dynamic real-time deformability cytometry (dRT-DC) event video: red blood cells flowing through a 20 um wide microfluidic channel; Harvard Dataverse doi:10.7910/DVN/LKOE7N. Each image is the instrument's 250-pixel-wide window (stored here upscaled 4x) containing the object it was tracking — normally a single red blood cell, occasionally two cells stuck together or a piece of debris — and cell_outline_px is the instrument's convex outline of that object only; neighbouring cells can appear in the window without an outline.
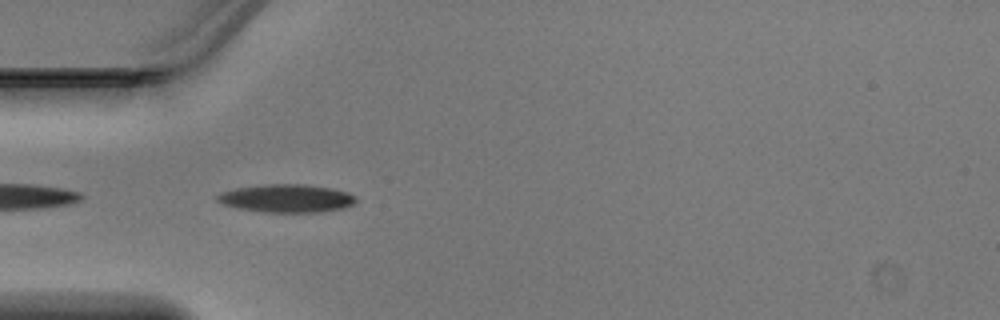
{"species": "Egyptian fruit bat (a non-hibernating species)", "species_latin": "Rousettus aegyptiacus", "temperature_condition": "warm", "stored_images_in_passage": 16, "camera_frame_rate_fps": 3000, "um_per_image_px": 0.085, "animal": {"sex": "male"}, "frame": {"image": 1, "passage_image": 1, "time_ms": 0.0, "image_size_px": [1000, 320], "cell_outline_px": [[356, 200], [352, 204], [344, 208], [320, 212], [264, 212], [240, 208], [224, 204], [216, 200], [216, 196], [220, 192], [236, 188], [268, 184], [308, 184], [332, 188], [348, 192], [356, 196]], "centroid_in_image_um": [24.39, 16.85], "position_along_channel_um": 60.6, "area_um2": 22.66}}
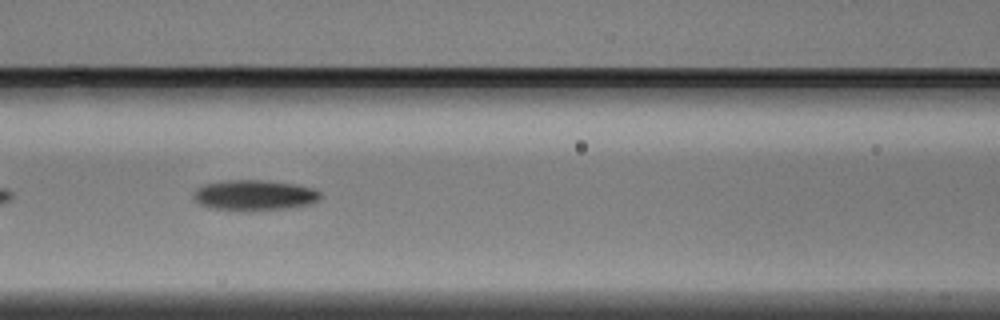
{"frame": {"image": 2, "passage_image": 7, "time_ms": 2.0, "image_size_px": [1000, 320], "cell_outline_px": [[324, 196], [320, 200], [308, 204], [288, 208], [216, 208], [200, 204], [192, 196], [196, 188], [204, 184], [228, 180], [260, 180], [292, 184], [316, 188]], "centroid_in_image_um": [21.68, 16.55], "position_along_channel_um": 144.9, "area_um2": 21.68}}
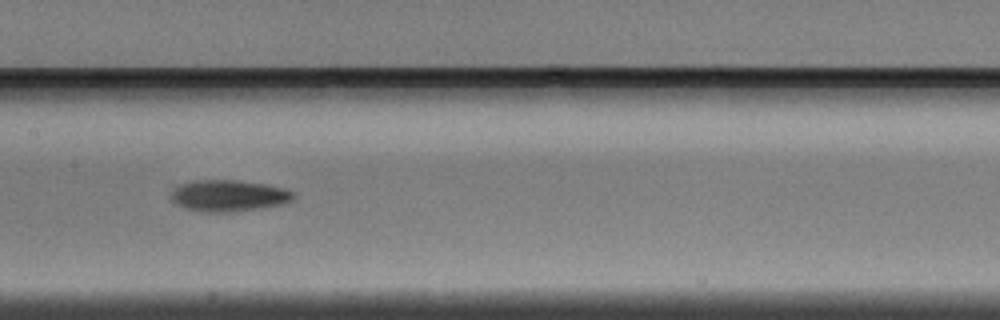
{"frame": {"image": 3, "passage_image": 10, "time_ms": 3.0, "image_size_px": [1000, 320], "cell_outline_px": [[296, 196], [292, 200], [284, 204], [260, 208], [224, 212], [208, 212], [188, 208], [176, 204], [172, 200], [172, 196], [176, 188], [180, 184], [192, 180], [236, 180], [268, 184], [284, 188], [296, 192]], "centroid_in_image_um": [19.52, 16.62], "position_along_channel_um": 187.9, "area_um2": 22.31}}